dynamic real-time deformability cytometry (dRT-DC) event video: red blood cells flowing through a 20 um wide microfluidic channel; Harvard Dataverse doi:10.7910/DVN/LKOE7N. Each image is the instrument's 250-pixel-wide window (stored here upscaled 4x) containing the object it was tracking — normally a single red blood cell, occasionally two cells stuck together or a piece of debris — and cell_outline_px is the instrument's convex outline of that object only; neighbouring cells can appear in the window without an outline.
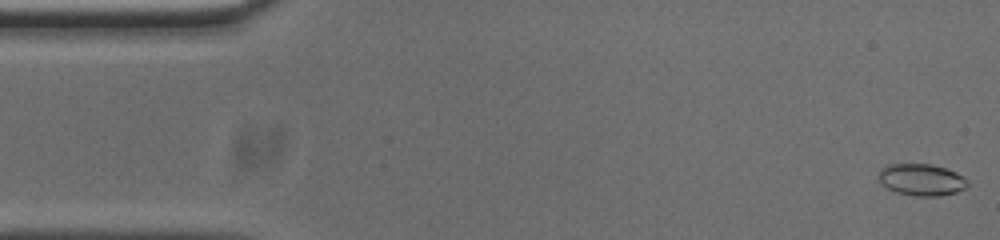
{"species": "common noctule bat (a hibernating species)", "species_latin": "Nyctalus noctula", "temperature_condition": "cold", "stored_images_in_passage": 53, "camera_frame_rate_fps": 3000, "um_per_image_px": 0.085, "animal": {"sex": "male", "body_mass_g": 20.0, "forearm_length_mm": 53.3}, "frame": {"image": 1, "passage_image": 1, "time_ms": 0.0, "image_size_px": [1000, 240], "cell_outline_px": [[968, 184], [964, 188], [956, 192], [940, 196], [916, 196], [896, 192], [888, 188], [876, 176], [888, 164], [932, 164], [956, 172], [964, 176], [968, 180]], "centroid_in_image_um": [78.35, 15.28], "position_along_channel_um": 6.6, "area_um2": 16.36}}
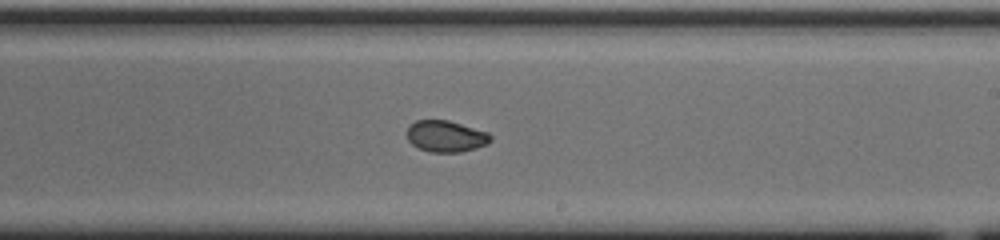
{"frame": {"image": 2, "passage_image": 30, "time_ms": 9.667, "image_size_px": [1000, 240], "cell_outline_px": [[492, 140], [488, 144], [476, 148], [460, 152], [432, 152], [420, 148], [412, 144], [408, 140], [404, 132], [408, 124], [416, 120], [448, 120], [488, 132], [492, 136]], "centroid_in_image_um": [37.87, 11.57], "position_along_channel_um": 251.1, "area_um2": 15.55}}
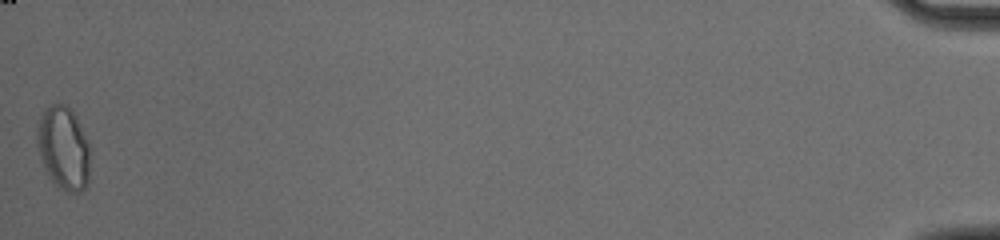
{"frame": {"image": 3, "passage_image": 53, "time_ms": 17.333, "image_size_px": [1000, 240], "cell_outline_px": [[92, 148], [88, 180], [84, 188], [80, 192], [68, 192], [60, 188], [52, 180], [44, 168], [40, 160], [36, 140], [36, 132], [40, 116], [52, 104], [68, 104], [72, 108]], "centroid_in_image_um": [5.43, 12.57], "position_along_channel_um": 429.8, "area_um2": 26.24}, "authors_computed_cell_mechanics": {"area_um2": 16.0684, "velocity_mm_per_s": 3.755, "shape_relaxation_time_tau1_ms": 7.5021, "shape_relaxation_time_tau2_ms": 1.1769, "deformation_change_tau1": 0.1907, "deformation_change_tau2": 0.0378}}